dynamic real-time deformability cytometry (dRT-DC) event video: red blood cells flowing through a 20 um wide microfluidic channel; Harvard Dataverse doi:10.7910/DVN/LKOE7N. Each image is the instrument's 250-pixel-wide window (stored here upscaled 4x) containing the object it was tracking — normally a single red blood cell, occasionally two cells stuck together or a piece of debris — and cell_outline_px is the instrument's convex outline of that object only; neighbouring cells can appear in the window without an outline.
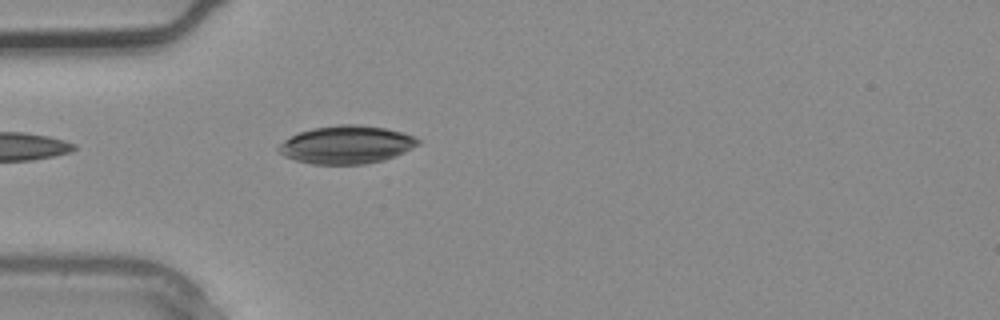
{"species": "common noctule bat (a hibernating species)", "species_latin": "Nyctalus noctula", "temperature_condition": "warm", "stored_images_in_passage": 4, "segment_of_instrument_passage": [1, 2], "camera_frame_rate_fps": 3000, "um_per_image_px": 0.085, "animal": {"sex": "male", "body_mass_g": 20.4}, "frame": {"image": 1, "passage_image": 3, "time_ms": 0.667, "image_size_px": [1000, 320], "cell_outline_px": [[420, 144], [404, 152], [384, 160], [364, 164], [312, 164], [296, 160], [284, 156], [276, 148], [284, 140], [300, 132], [312, 128], [336, 124], [356, 124], [384, 128], [400, 132], [412, 136], [420, 140]], "centroid_in_image_um": [29.43, 12.3], "position_along_channel_um": 55.6, "area_um2": 30.69}}